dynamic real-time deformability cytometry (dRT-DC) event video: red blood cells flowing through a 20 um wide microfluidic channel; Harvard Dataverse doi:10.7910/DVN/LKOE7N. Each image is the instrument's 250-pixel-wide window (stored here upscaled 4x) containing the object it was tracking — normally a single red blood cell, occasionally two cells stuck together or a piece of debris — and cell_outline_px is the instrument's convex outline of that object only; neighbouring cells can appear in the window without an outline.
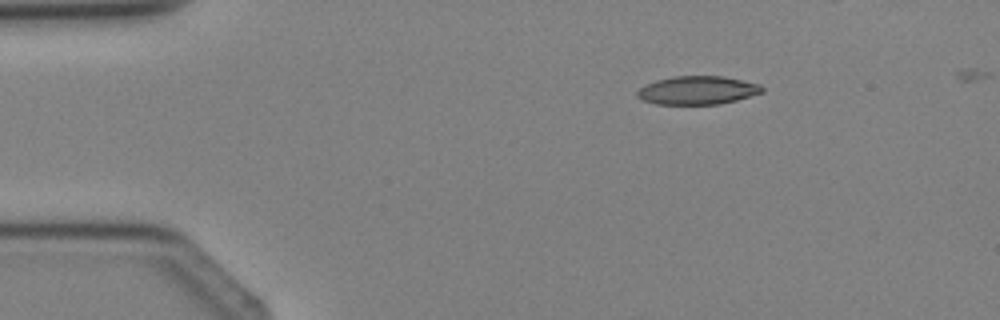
{"species": "Egyptian fruit bat (a non-hibernating species)", "species_latin": "Rousettus aegyptiacus", "temperature_condition": "cold", "stored_images_in_passage": 4, "camera_frame_rate_fps": 3000, "um_per_image_px": 0.085, "animal": {"sex": "female"}, "frame": {"image": 1, "passage_image": 2, "time_ms": 1.0, "image_size_px": [1000, 320], "cell_outline_px": [[764, 92], [736, 100], [720, 104], [656, 104], [644, 100], [636, 96], [636, 92], [640, 88], [656, 80], [676, 76], [724, 76], [760, 84], [764, 88]], "centroid_in_image_um": [59.32, 7.67], "position_along_channel_um": 25.7, "area_um2": 20.58}}